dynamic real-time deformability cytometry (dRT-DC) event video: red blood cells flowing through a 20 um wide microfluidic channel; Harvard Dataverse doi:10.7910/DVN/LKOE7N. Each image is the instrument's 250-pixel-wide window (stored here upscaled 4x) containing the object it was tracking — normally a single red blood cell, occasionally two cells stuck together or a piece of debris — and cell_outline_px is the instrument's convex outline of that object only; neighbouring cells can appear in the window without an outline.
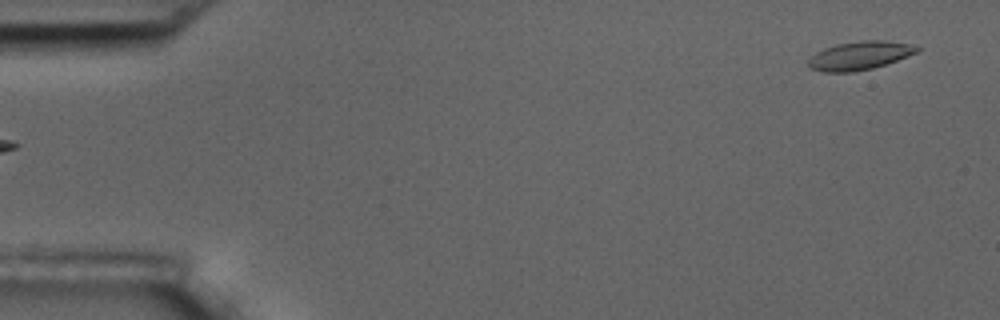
{"species": "common noctule bat (a hibernating species)", "species_latin": "Nyctalus noctula", "temperature_condition": "room temperature", "stored_images_in_passage": 4, "segment_of_instrument_passage": [2, 2], "camera_frame_rate_fps": 3000, "um_per_image_px": 0.085, "animal": {"sex": "male", "body_mass_g": 17.5, "forearm_length_mm": 52.3}, "frame": {"image": 1, "passage_image": 4, "time_ms": 4.0, "image_size_px": [1000, 320], "cell_outline_px": [[920, 48], [916, 52], [908, 56], [872, 68], [852, 72], [824, 72], [808, 68], [808, 60], [816, 52], [824, 48], [836, 44], [860, 40], [884, 40], [908, 44]], "centroid_in_image_um": [73.01, 4.72], "position_along_channel_um": 12.0, "area_um2": 17.86}}